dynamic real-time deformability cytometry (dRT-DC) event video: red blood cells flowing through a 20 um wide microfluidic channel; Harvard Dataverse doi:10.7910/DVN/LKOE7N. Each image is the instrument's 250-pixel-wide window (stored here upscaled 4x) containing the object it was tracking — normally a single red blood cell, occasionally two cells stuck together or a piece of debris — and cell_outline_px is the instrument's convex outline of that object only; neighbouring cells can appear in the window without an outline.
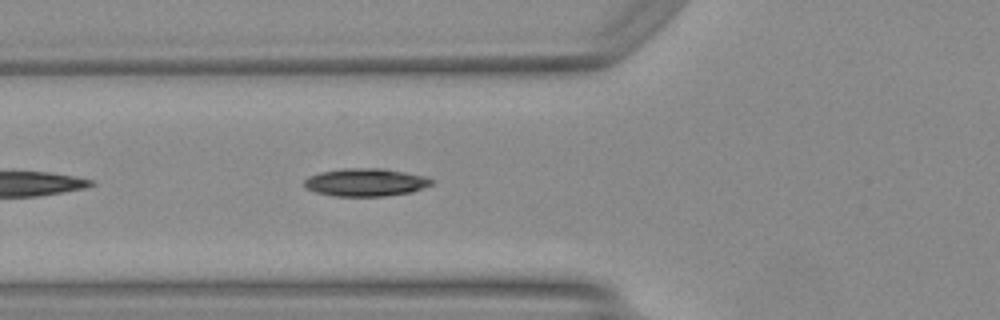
{"species": "Egyptian fruit bat (a non-hibernating species)", "species_latin": "Rousettus aegyptiacus", "temperature_condition": "warm", "stored_images_in_passage": 22, "camera_frame_rate_fps": 3000, "um_per_image_px": 0.085, "animal": {"sex": "female"}, "frame": {"image": 1, "passage_image": 4, "time_ms": 1.0, "image_size_px": [1000, 320], "cell_outline_px": [[436, 180], [432, 184], [424, 188], [412, 192], [384, 196], [336, 196], [316, 192], [304, 188], [304, 180], [308, 176], [320, 172], [344, 168], [380, 168], [428, 176]], "centroid_in_image_um": [31.11, 15.49], "position_along_channel_um": 94.7, "area_um2": 20.87}}
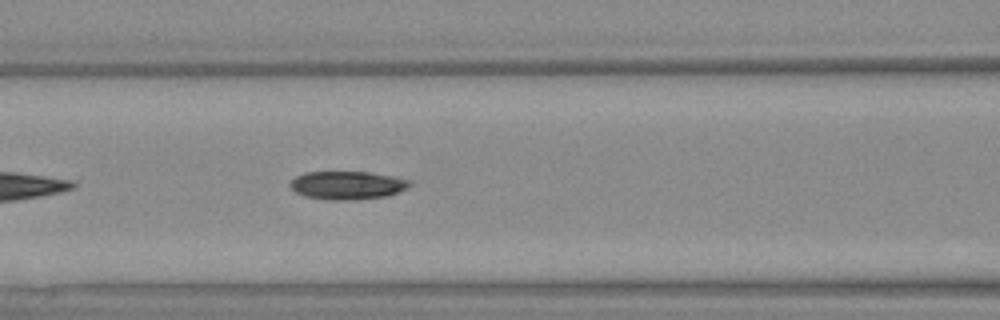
{"frame": {"image": 2, "passage_image": 7, "time_ms": 2.0, "image_size_px": [1000, 320], "cell_outline_px": [[412, 184], [408, 188], [384, 196], [352, 200], [332, 200], [308, 196], [296, 192], [288, 184], [296, 176], [304, 172], [372, 172], [392, 176], [408, 180]], "centroid_in_image_um": [29.51, 15.73], "position_along_channel_um": 137.1, "area_um2": 19.42}}